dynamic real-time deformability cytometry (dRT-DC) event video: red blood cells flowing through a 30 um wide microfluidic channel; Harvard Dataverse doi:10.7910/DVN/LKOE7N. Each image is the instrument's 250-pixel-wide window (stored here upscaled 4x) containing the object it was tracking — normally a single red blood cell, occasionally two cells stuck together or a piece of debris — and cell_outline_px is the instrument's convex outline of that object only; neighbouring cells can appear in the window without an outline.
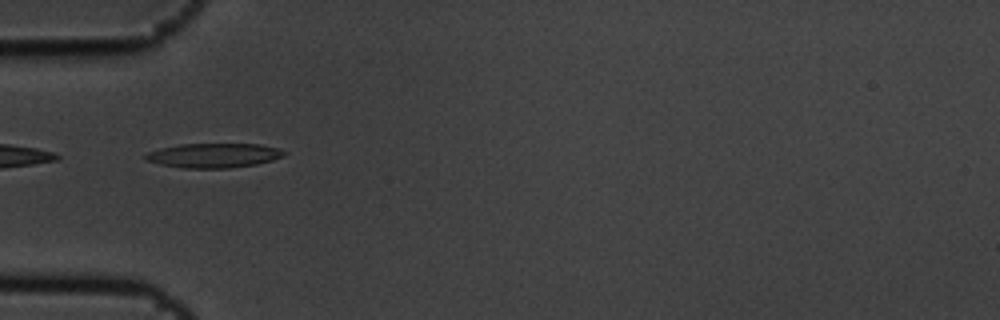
{"species": "common noctule bat (a hibernating species)", "species_latin": "Nyctalus noctula", "temperature_condition": "cold", "stored_images_in_passage": 3, "camera_frame_rate_fps": 3000, "um_per_image_px": 0.085, "animal": {"sex": "male", "body_mass_g": 19.5, "forearm_length_mm": 54.6}, "frame": {"image": 1, "passage_image": 1, "time_ms": 0.0, "image_size_px": [1000, 320], "cell_outline_px": [[288, 152], [284, 156], [272, 160], [256, 164], [228, 168], [184, 168], [160, 164], [144, 160], [144, 156], [148, 152], [160, 148], [180, 144], [260, 144], [280, 148]], "centroid_in_image_um": [18.19, 13.21], "position_along_channel_um": 66.8, "area_um2": 19.83}}
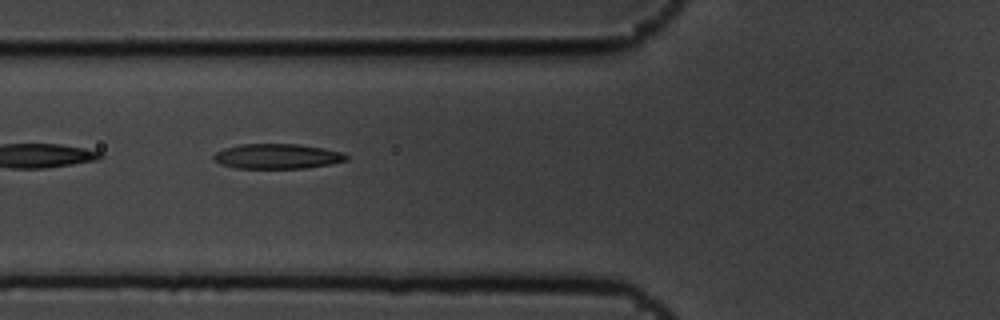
{"frame": {"image": 2, "passage_image": 2, "time_ms": 0.333, "image_size_px": [1000, 320], "cell_outline_px": [[348, 160], [332, 164], [304, 168], [236, 168], [220, 164], [212, 160], [212, 156], [216, 152], [224, 148], [240, 144], [300, 144], [324, 148], [344, 152], [348, 156]], "centroid_in_image_um": [23.57, 13.28], "position_along_channel_um": 102.2, "area_um2": 19.54}}